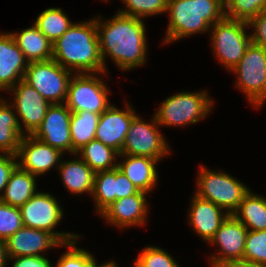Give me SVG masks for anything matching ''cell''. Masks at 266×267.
<instances>
[{
  "instance_id": "obj_8",
  "label": "cell",
  "mask_w": 266,
  "mask_h": 267,
  "mask_svg": "<svg viewBox=\"0 0 266 267\" xmlns=\"http://www.w3.org/2000/svg\"><path fill=\"white\" fill-rule=\"evenodd\" d=\"M71 76L72 71L51 59L29 63L23 80L51 104H63L67 97Z\"/></svg>"
},
{
  "instance_id": "obj_11",
  "label": "cell",
  "mask_w": 266,
  "mask_h": 267,
  "mask_svg": "<svg viewBox=\"0 0 266 267\" xmlns=\"http://www.w3.org/2000/svg\"><path fill=\"white\" fill-rule=\"evenodd\" d=\"M152 121L146 123L138 115L133 118L119 155L148 156L159 161L170 153L155 116Z\"/></svg>"
},
{
  "instance_id": "obj_34",
  "label": "cell",
  "mask_w": 266,
  "mask_h": 267,
  "mask_svg": "<svg viewBox=\"0 0 266 267\" xmlns=\"http://www.w3.org/2000/svg\"><path fill=\"white\" fill-rule=\"evenodd\" d=\"M23 226L20 208L0 201V239L7 240Z\"/></svg>"
},
{
  "instance_id": "obj_43",
  "label": "cell",
  "mask_w": 266,
  "mask_h": 267,
  "mask_svg": "<svg viewBox=\"0 0 266 267\" xmlns=\"http://www.w3.org/2000/svg\"><path fill=\"white\" fill-rule=\"evenodd\" d=\"M97 267H117V264L113 261L107 262L106 264H101L100 266L98 265Z\"/></svg>"
},
{
  "instance_id": "obj_20",
  "label": "cell",
  "mask_w": 266,
  "mask_h": 267,
  "mask_svg": "<svg viewBox=\"0 0 266 267\" xmlns=\"http://www.w3.org/2000/svg\"><path fill=\"white\" fill-rule=\"evenodd\" d=\"M189 210V222L196 233L209 242L229 214L211 201L193 196ZM223 212V213H222Z\"/></svg>"
},
{
  "instance_id": "obj_29",
  "label": "cell",
  "mask_w": 266,
  "mask_h": 267,
  "mask_svg": "<svg viewBox=\"0 0 266 267\" xmlns=\"http://www.w3.org/2000/svg\"><path fill=\"white\" fill-rule=\"evenodd\" d=\"M67 15L61 8H48L43 10L37 17L34 25L48 38L53 44L56 42L71 26Z\"/></svg>"
},
{
  "instance_id": "obj_19",
  "label": "cell",
  "mask_w": 266,
  "mask_h": 267,
  "mask_svg": "<svg viewBox=\"0 0 266 267\" xmlns=\"http://www.w3.org/2000/svg\"><path fill=\"white\" fill-rule=\"evenodd\" d=\"M146 195V192L139 190L136 194L117 199L100 215L109 224L119 226L121 229L143 225L148 213Z\"/></svg>"
},
{
  "instance_id": "obj_5",
  "label": "cell",
  "mask_w": 266,
  "mask_h": 267,
  "mask_svg": "<svg viewBox=\"0 0 266 267\" xmlns=\"http://www.w3.org/2000/svg\"><path fill=\"white\" fill-rule=\"evenodd\" d=\"M198 189L195 195L218 205L229 215L238 208L244 196L250 191L243 183L224 172H213L201 165Z\"/></svg>"
},
{
  "instance_id": "obj_12",
  "label": "cell",
  "mask_w": 266,
  "mask_h": 267,
  "mask_svg": "<svg viewBox=\"0 0 266 267\" xmlns=\"http://www.w3.org/2000/svg\"><path fill=\"white\" fill-rule=\"evenodd\" d=\"M71 111L63 104H51L41 126L32 135L37 140L64 152H72L70 133Z\"/></svg>"
},
{
  "instance_id": "obj_17",
  "label": "cell",
  "mask_w": 266,
  "mask_h": 267,
  "mask_svg": "<svg viewBox=\"0 0 266 267\" xmlns=\"http://www.w3.org/2000/svg\"><path fill=\"white\" fill-rule=\"evenodd\" d=\"M8 258L18 256H43L41 252L55 246H64L53 234L23 226L5 240Z\"/></svg>"
},
{
  "instance_id": "obj_18",
  "label": "cell",
  "mask_w": 266,
  "mask_h": 267,
  "mask_svg": "<svg viewBox=\"0 0 266 267\" xmlns=\"http://www.w3.org/2000/svg\"><path fill=\"white\" fill-rule=\"evenodd\" d=\"M28 64L13 35L0 33V90L9 91L23 80Z\"/></svg>"
},
{
  "instance_id": "obj_1",
  "label": "cell",
  "mask_w": 266,
  "mask_h": 267,
  "mask_svg": "<svg viewBox=\"0 0 266 267\" xmlns=\"http://www.w3.org/2000/svg\"><path fill=\"white\" fill-rule=\"evenodd\" d=\"M100 55L106 71V54L122 70L142 66L146 62V29L142 19L116 13L111 20L96 19Z\"/></svg>"
},
{
  "instance_id": "obj_26",
  "label": "cell",
  "mask_w": 266,
  "mask_h": 267,
  "mask_svg": "<svg viewBox=\"0 0 266 267\" xmlns=\"http://www.w3.org/2000/svg\"><path fill=\"white\" fill-rule=\"evenodd\" d=\"M232 215L249 231L266 230V198L249 191Z\"/></svg>"
},
{
  "instance_id": "obj_27",
  "label": "cell",
  "mask_w": 266,
  "mask_h": 267,
  "mask_svg": "<svg viewBox=\"0 0 266 267\" xmlns=\"http://www.w3.org/2000/svg\"><path fill=\"white\" fill-rule=\"evenodd\" d=\"M100 115L89 111L71 113L70 133L74 155L83 146L95 140Z\"/></svg>"
},
{
  "instance_id": "obj_28",
  "label": "cell",
  "mask_w": 266,
  "mask_h": 267,
  "mask_svg": "<svg viewBox=\"0 0 266 267\" xmlns=\"http://www.w3.org/2000/svg\"><path fill=\"white\" fill-rule=\"evenodd\" d=\"M76 154L80 155L81 159L96 173L116 168L118 162L112 161L117 160L116 156L120 153L95 139L83 146Z\"/></svg>"
},
{
  "instance_id": "obj_33",
  "label": "cell",
  "mask_w": 266,
  "mask_h": 267,
  "mask_svg": "<svg viewBox=\"0 0 266 267\" xmlns=\"http://www.w3.org/2000/svg\"><path fill=\"white\" fill-rule=\"evenodd\" d=\"M126 8L120 10V13L125 16L136 17L138 19L152 16L154 14L164 13L167 10L168 0H122Z\"/></svg>"
},
{
  "instance_id": "obj_23",
  "label": "cell",
  "mask_w": 266,
  "mask_h": 267,
  "mask_svg": "<svg viewBox=\"0 0 266 267\" xmlns=\"http://www.w3.org/2000/svg\"><path fill=\"white\" fill-rule=\"evenodd\" d=\"M36 194V176L17 165L12 171L1 202L21 207Z\"/></svg>"
},
{
  "instance_id": "obj_3",
  "label": "cell",
  "mask_w": 266,
  "mask_h": 267,
  "mask_svg": "<svg viewBox=\"0 0 266 267\" xmlns=\"http://www.w3.org/2000/svg\"><path fill=\"white\" fill-rule=\"evenodd\" d=\"M167 12L170 20L164 42L172 43L210 31L214 23L225 17V5L221 0H168Z\"/></svg>"
},
{
  "instance_id": "obj_15",
  "label": "cell",
  "mask_w": 266,
  "mask_h": 267,
  "mask_svg": "<svg viewBox=\"0 0 266 267\" xmlns=\"http://www.w3.org/2000/svg\"><path fill=\"white\" fill-rule=\"evenodd\" d=\"M136 115L128 103L124 111L110 105L100 115L95 139L121 153L130 124Z\"/></svg>"
},
{
  "instance_id": "obj_6",
  "label": "cell",
  "mask_w": 266,
  "mask_h": 267,
  "mask_svg": "<svg viewBox=\"0 0 266 267\" xmlns=\"http://www.w3.org/2000/svg\"><path fill=\"white\" fill-rule=\"evenodd\" d=\"M210 28H212L211 40L217 58L228 70H232L251 43V36L245 31L248 23L224 17Z\"/></svg>"
},
{
  "instance_id": "obj_14",
  "label": "cell",
  "mask_w": 266,
  "mask_h": 267,
  "mask_svg": "<svg viewBox=\"0 0 266 267\" xmlns=\"http://www.w3.org/2000/svg\"><path fill=\"white\" fill-rule=\"evenodd\" d=\"M62 152L48 144L37 140L32 135H24L21 138L17 158L21 159L18 165L33 174L34 176L43 175L53 168L60 165Z\"/></svg>"
},
{
  "instance_id": "obj_21",
  "label": "cell",
  "mask_w": 266,
  "mask_h": 267,
  "mask_svg": "<svg viewBox=\"0 0 266 267\" xmlns=\"http://www.w3.org/2000/svg\"><path fill=\"white\" fill-rule=\"evenodd\" d=\"M125 159L117 164V168L134 186L143 192H150L156 185L158 173L156 163L158 160L148 156L119 155Z\"/></svg>"
},
{
  "instance_id": "obj_32",
  "label": "cell",
  "mask_w": 266,
  "mask_h": 267,
  "mask_svg": "<svg viewBox=\"0 0 266 267\" xmlns=\"http://www.w3.org/2000/svg\"><path fill=\"white\" fill-rule=\"evenodd\" d=\"M243 260L266 267V230H248Z\"/></svg>"
},
{
  "instance_id": "obj_16",
  "label": "cell",
  "mask_w": 266,
  "mask_h": 267,
  "mask_svg": "<svg viewBox=\"0 0 266 267\" xmlns=\"http://www.w3.org/2000/svg\"><path fill=\"white\" fill-rule=\"evenodd\" d=\"M248 229L233 215H229L208 243L219 245L220 255L210 256V263L242 260Z\"/></svg>"
},
{
  "instance_id": "obj_10",
  "label": "cell",
  "mask_w": 266,
  "mask_h": 267,
  "mask_svg": "<svg viewBox=\"0 0 266 267\" xmlns=\"http://www.w3.org/2000/svg\"><path fill=\"white\" fill-rule=\"evenodd\" d=\"M106 84L94 73H76L68 85L65 105L71 112L89 111L102 114L111 104L108 102Z\"/></svg>"
},
{
  "instance_id": "obj_9",
  "label": "cell",
  "mask_w": 266,
  "mask_h": 267,
  "mask_svg": "<svg viewBox=\"0 0 266 267\" xmlns=\"http://www.w3.org/2000/svg\"><path fill=\"white\" fill-rule=\"evenodd\" d=\"M23 225L53 234L62 244L77 240L80 235L53 231L63 217V210L56 198L49 193L36 192L20 207Z\"/></svg>"
},
{
  "instance_id": "obj_38",
  "label": "cell",
  "mask_w": 266,
  "mask_h": 267,
  "mask_svg": "<svg viewBox=\"0 0 266 267\" xmlns=\"http://www.w3.org/2000/svg\"><path fill=\"white\" fill-rule=\"evenodd\" d=\"M16 158L17 155L14 154L0 153V192L4 191L12 171L18 165ZM1 197L0 193V199Z\"/></svg>"
},
{
  "instance_id": "obj_36",
  "label": "cell",
  "mask_w": 266,
  "mask_h": 267,
  "mask_svg": "<svg viewBox=\"0 0 266 267\" xmlns=\"http://www.w3.org/2000/svg\"><path fill=\"white\" fill-rule=\"evenodd\" d=\"M133 267H180L162 248L147 246L137 257Z\"/></svg>"
},
{
  "instance_id": "obj_40",
  "label": "cell",
  "mask_w": 266,
  "mask_h": 267,
  "mask_svg": "<svg viewBox=\"0 0 266 267\" xmlns=\"http://www.w3.org/2000/svg\"><path fill=\"white\" fill-rule=\"evenodd\" d=\"M8 259H15L13 267H52L45 256H18Z\"/></svg>"
},
{
  "instance_id": "obj_30",
  "label": "cell",
  "mask_w": 266,
  "mask_h": 267,
  "mask_svg": "<svg viewBox=\"0 0 266 267\" xmlns=\"http://www.w3.org/2000/svg\"><path fill=\"white\" fill-rule=\"evenodd\" d=\"M116 168L95 173L92 198L101 214L116 200Z\"/></svg>"
},
{
  "instance_id": "obj_22",
  "label": "cell",
  "mask_w": 266,
  "mask_h": 267,
  "mask_svg": "<svg viewBox=\"0 0 266 267\" xmlns=\"http://www.w3.org/2000/svg\"><path fill=\"white\" fill-rule=\"evenodd\" d=\"M11 34L29 63L49 61L53 58L52 43L35 25L19 34Z\"/></svg>"
},
{
  "instance_id": "obj_31",
  "label": "cell",
  "mask_w": 266,
  "mask_h": 267,
  "mask_svg": "<svg viewBox=\"0 0 266 267\" xmlns=\"http://www.w3.org/2000/svg\"><path fill=\"white\" fill-rule=\"evenodd\" d=\"M224 5L225 17L246 22L266 11V0H226Z\"/></svg>"
},
{
  "instance_id": "obj_13",
  "label": "cell",
  "mask_w": 266,
  "mask_h": 267,
  "mask_svg": "<svg viewBox=\"0 0 266 267\" xmlns=\"http://www.w3.org/2000/svg\"><path fill=\"white\" fill-rule=\"evenodd\" d=\"M10 91L14 92V103L11 106L27 130L25 135H33L41 126L51 103L24 80L17 82Z\"/></svg>"
},
{
  "instance_id": "obj_35",
  "label": "cell",
  "mask_w": 266,
  "mask_h": 267,
  "mask_svg": "<svg viewBox=\"0 0 266 267\" xmlns=\"http://www.w3.org/2000/svg\"><path fill=\"white\" fill-rule=\"evenodd\" d=\"M75 244L74 240L64 243L70 250L60 257L56 267H97L93 255L85 249L77 248Z\"/></svg>"
},
{
  "instance_id": "obj_37",
  "label": "cell",
  "mask_w": 266,
  "mask_h": 267,
  "mask_svg": "<svg viewBox=\"0 0 266 267\" xmlns=\"http://www.w3.org/2000/svg\"><path fill=\"white\" fill-rule=\"evenodd\" d=\"M248 26L255 30L250 35L251 43L266 49V11L258 13L252 17L248 22Z\"/></svg>"
},
{
  "instance_id": "obj_2",
  "label": "cell",
  "mask_w": 266,
  "mask_h": 267,
  "mask_svg": "<svg viewBox=\"0 0 266 267\" xmlns=\"http://www.w3.org/2000/svg\"><path fill=\"white\" fill-rule=\"evenodd\" d=\"M52 47V59L74 74L106 73L100 55L96 19L73 23Z\"/></svg>"
},
{
  "instance_id": "obj_42",
  "label": "cell",
  "mask_w": 266,
  "mask_h": 267,
  "mask_svg": "<svg viewBox=\"0 0 266 267\" xmlns=\"http://www.w3.org/2000/svg\"><path fill=\"white\" fill-rule=\"evenodd\" d=\"M8 255L6 250L5 240L0 239V267H5L7 264Z\"/></svg>"
},
{
  "instance_id": "obj_41",
  "label": "cell",
  "mask_w": 266,
  "mask_h": 267,
  "mask_svg": "<svg viewBox=\"0 0 266 267\" xmlns=\"http://www.w3.org/2000/svg\"><path fill=\"white\" fill-rule=\"evenodd\" d=\"M212 267H262L246 260H228L218 263H210Z\"/></svg>"
},
{
  "instance_id": "obj_4",
  "label": "cell",
  "mask_w": 266,
  "mask_h": 267,
  "mask_svg": "<svg viewBox=\"0 0 266 267\" xmlns=\"http://www.w3.org/2000/svg\"><path fill=\"white\" fill-rule=\"evenodd\" d=\"M212 104L205 91L181 92L164 100L154 116L159 125L172 127L195 124L209 114Z\"/></svg>"
},
{
  "instance_id": "obj_39",
  "label": "cell",
  "mask_w": 266,
  "mask_h": 267,
  "mask_svg": "<svg viewBox=\"0 0 266 267\" xmlns=\"http://www.w3.org/2000/svg\"><path fill=\"white\" fill-rule=\"evenodd\" d=\"M138 191L134 184L116 167V200L136 194Z\"/></svg>"
},
{
  "instance_id": "obj_24",
  "label": "cell",
  "mask_w": 266,
  "mask_h": 267,
  "mask_svg": "<svg viewBox=\"0 0 266 267\" xmlns=\"http://www.w3.org/2000/svg\"><path fill=\"white\" fill-rule=\"evenodd\" d=\"M58 168L64 187L72 194L87 192L92 195L95 172L81 158L61 161Z\"/></svg>"
},
{
  "instance_id": "obj_25",
  "label": "cell",
  "mask_w": 266,
  "mask_h": 267,
  "mask_svg": "<svg viewBox=\"0 0 266 267\" xmlns=\"http://www.w3.org/2000/svg\"><path fill=\"white\" fill-rule=\"evenodd\" d=\"M14 108L0 98V152L17 155L21 138L25 135Z\"/></svg>"
},
{
  "instance_id": "obj_7",
  "label": "cell",
  "mask_w": 266,
  "mask_h": 267,
  "mask_svg": "<svg viewBox=\"0 0 266 267\" xmlns=\"http://www.w3.org/2000/svg\"><path fill=\"white\" fill-rule=\"evenodd\" d=\"M231 71L238 73L237 88L246 94L252 105L261 108L266 99V49L250 43Z\"/></svg>"
}]
</instances>
